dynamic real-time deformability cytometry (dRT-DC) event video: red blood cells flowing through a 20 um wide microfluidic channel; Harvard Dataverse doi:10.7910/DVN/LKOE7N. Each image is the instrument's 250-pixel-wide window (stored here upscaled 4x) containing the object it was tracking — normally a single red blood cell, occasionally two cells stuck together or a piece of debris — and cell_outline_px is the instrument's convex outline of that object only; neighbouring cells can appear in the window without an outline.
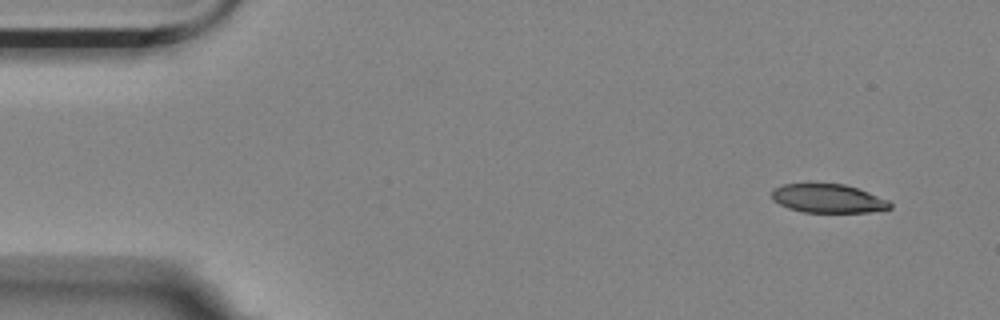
{"species": "Egyptian fruit bat (a non-hibernating species)", "species_latin": "Rousettus aegyptiacus", "temperature_condition": "room temperature", "stored_images_in_passage": 4, "camera_frame_rate_fps": 3000, "um_per_image_px": 0.085, "animal": {"sex": "female"}, "frame": {"image": 1, "passage_image": 1, "time_ms": 0.0, "image_size_px": [1000, 320], "cell_outline_px": [[892, 208], [868, 212], [804, 212], [788, 208], [772, 200], [772, 192], [776, 188], [784, 184], [808, 180], [812, 180], [844, 184], [868, 192], [888, 200], [892, 204]], "centroid_in_image_um": [70.33, 16.82], "position_along_channel_um": 14.7, "area_um2": 20.46}}
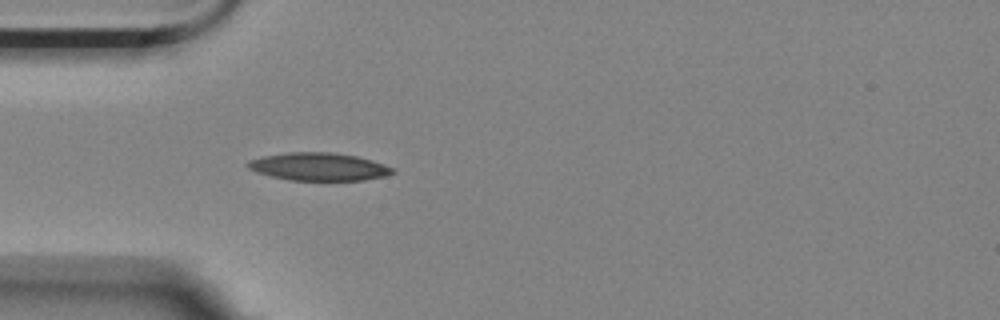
{"frame": {"image": 2, "passage_image": 4, "time_ms": 1.0, "image_size_px": [1000, 320], "cell_outline_px": [[396, 172], [384, 176], [364, 180], [288, 180], [256, 172], [248, 168], [244, 164], [248, 160], [260, 156], [288, 152], [328, 152], [356, 156], [372, 160], [384, 164], [392, 168]], "centroid_in_image_um": [27.04, 14.16], "position_along_channel_um": 58.0, "area_um2": 23.52}}